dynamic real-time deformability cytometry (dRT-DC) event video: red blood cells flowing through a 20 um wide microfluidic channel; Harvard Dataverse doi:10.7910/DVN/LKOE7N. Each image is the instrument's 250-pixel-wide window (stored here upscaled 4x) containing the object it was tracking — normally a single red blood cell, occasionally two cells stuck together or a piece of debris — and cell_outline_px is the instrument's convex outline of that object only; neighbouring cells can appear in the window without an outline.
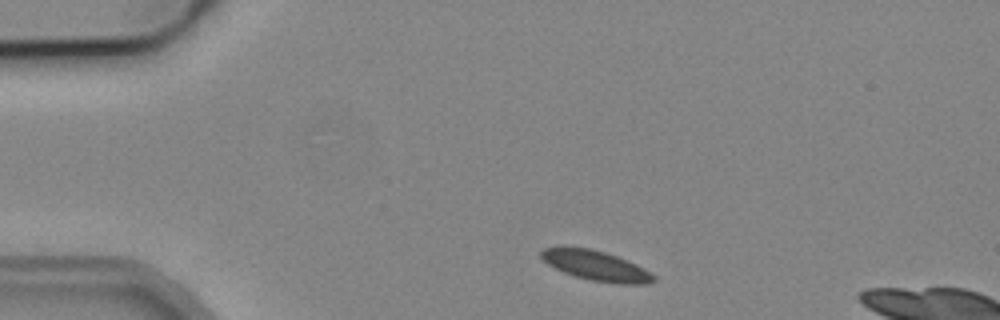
{"species": "common noctule bat (a hibernating species)", "species_latin": "Nyctalus noctula", "temperature_condition": "cold", "stored_images_in_passage": 3, "camera_frame_rate_fps": 3000, "um_per_image_px": 0.085, "animal": {"sex": "male", "body_mass_g": 19.2, "forearm_length_mm": 51.8}, "frame": {"image": 1, "passage_image": 1, "time_ms": 0.0, "image_size_px": [1000, 320], "cell_outline_px": [[656, 280], [648, 284], [616, 284], [592, 280], [576, 276], [564, 272], [548, 264], [540, 256], [540, 252], [544, 248], [560, 244], [592, 248], [616, 256], [636, 264], [644, 268], [656, 276]], "centroid_in_image_um": [50.63, 22.54], "position_along_channel_um": 34.4, "area_um2": 20.0}}